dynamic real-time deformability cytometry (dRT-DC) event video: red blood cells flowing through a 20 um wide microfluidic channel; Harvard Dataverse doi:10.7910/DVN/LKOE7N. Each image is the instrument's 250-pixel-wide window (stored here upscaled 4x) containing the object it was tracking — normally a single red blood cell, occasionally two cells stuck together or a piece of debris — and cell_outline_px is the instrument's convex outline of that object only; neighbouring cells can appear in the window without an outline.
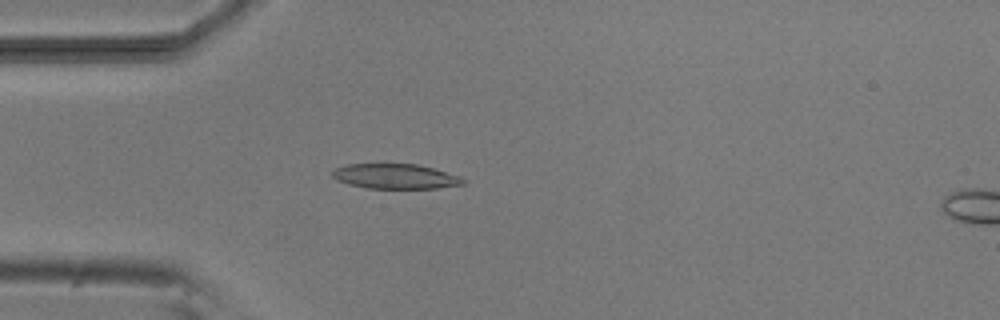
{"species": "common noctule bat (a hibernating species)", "species_latin": "Nyctalus noctula", "temperature_condition": "room temperature", "stored_images_in_passage": 4, "camera_frame_rate_fps": 3000, "um_per_image_px": 0.085, "animal": {"sex": "male", "body_mass_g": 20.5, "forearm_length_mm": 52.5}, "frame": {"image": 1, "passage_image": 3, "time_ms": 2.333, "image_size_px": [1000, 320], "cell_outline_px": [[468, 180], [464, 184], [436, 188], [368, 188], [348, 184], [336, 180], [332, 176], [332, 172], [336, 168], [348, 164], [416, 164], [432, 168], [460, 176]], "centroid_in_image_um": [33.62, 14.99], "position_along_channel_um": 51.4, "area_um2": 18.9}}